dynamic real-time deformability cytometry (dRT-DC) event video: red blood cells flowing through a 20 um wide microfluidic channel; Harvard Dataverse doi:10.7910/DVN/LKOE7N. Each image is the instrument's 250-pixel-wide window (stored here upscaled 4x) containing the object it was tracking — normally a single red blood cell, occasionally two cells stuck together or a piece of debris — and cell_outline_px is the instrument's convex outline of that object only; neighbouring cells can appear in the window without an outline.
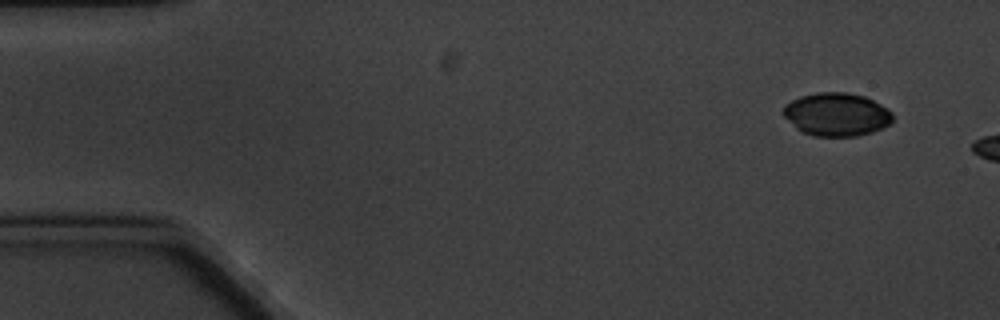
{"species": "common noctule bat (a hibernating species)", "species_latin": "Nyctalus noctula", "temperature_condition": "cold", "stored_images_in_passage": 3, "camera_frame_rate_fps": 3000, "um_per_image_px": 0.085, "animal": {"sex": "male", "body_mass_g": 20.1, "forearm_length_mm": 53.5}, "frame": {"image": 1, "passage_image": 1, "time_ms": 0.0, "image_size_px": [1000, 320], "cell_outline_px": [[892, 120], [888, 124], [872, 132], [856, 136], [816, 136], [804, 132], [796, 128], [784, 116], [784, 104], [800, 96], [816, 92], [848, 92], [864, 96], [888, 108], [892, 112]], "centroid_in_image_um": [71.1, 9.71], "position_along_channel_um": 13.9, "area_um2": 27.4}}